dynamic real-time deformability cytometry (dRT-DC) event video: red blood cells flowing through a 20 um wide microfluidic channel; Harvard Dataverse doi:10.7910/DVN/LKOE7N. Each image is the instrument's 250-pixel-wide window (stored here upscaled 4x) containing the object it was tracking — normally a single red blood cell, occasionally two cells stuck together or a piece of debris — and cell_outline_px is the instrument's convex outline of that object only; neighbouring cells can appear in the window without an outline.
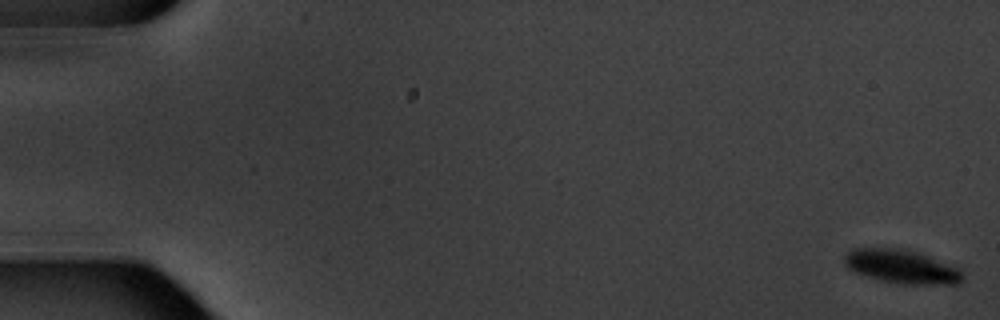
{"species": "common noctule bat (a hibernating species)", "species_latin": "Nyctalus noctula", "temperature_condition": "warm", "stored_images_in_passage": 6, "camera_frame_rate_fps": 3000, "um_per_image_px": 0.085, "animal": {"sex": "male", "body_mass_g": 20.1, "forearm_length_mm": 53.5}, "frame": {"image": 1, "passage_image": 1, "time_ms": 0.0, "image_size_px": [1000, 320], "cell_outline_px": [[964, 280], [960, 284], [904, 284], [880, 280], [852, 272], [844, 264], [844, 256], [852, 248], [900, 248], [916, 252], [960, 268], [964, 276]], "centroid_in_image_um": [76.63, 22.67], "position_along_channel_um": 8.4, "area_um2": 23.29}}